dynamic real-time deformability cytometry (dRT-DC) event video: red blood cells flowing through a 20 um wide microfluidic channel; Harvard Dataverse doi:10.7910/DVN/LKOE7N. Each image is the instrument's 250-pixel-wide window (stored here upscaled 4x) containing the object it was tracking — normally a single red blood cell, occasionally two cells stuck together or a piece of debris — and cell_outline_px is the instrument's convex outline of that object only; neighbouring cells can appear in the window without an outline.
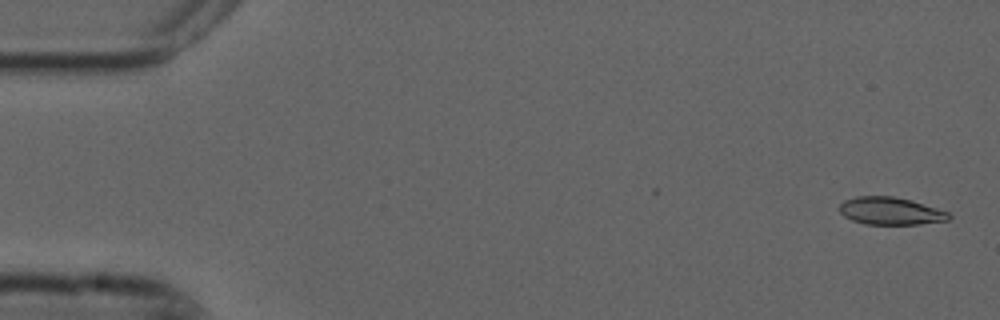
{"species": "common noctule bat (a hibernating species)", "species_latin": "Nyctalus noctula", "temperature_condition": "cold", "stored_images_in_passage": 9, "camera_frame_rate_fps": 3000, "um_per_image_px": 0.085, "animal": {"sex": "male", "forearm_length_mm": 52.5}, "frame": {"image": 1, "passage_image": 1, "time_ms": 0.0, "image_size_px": [1000, 320], "cell_outline_px": [[952, 216], [948, 220], [920, 224], [864, 224], [852, 220], [844, 216], [840, 212], [840, 204], [844, 200], [856, 196], [892, 196], [912, 200], [948, 212]], "centroid_in_image_um": [75.68, 17.93], "position_along_channel_um": 9.3, "area_um2": 17.51}}
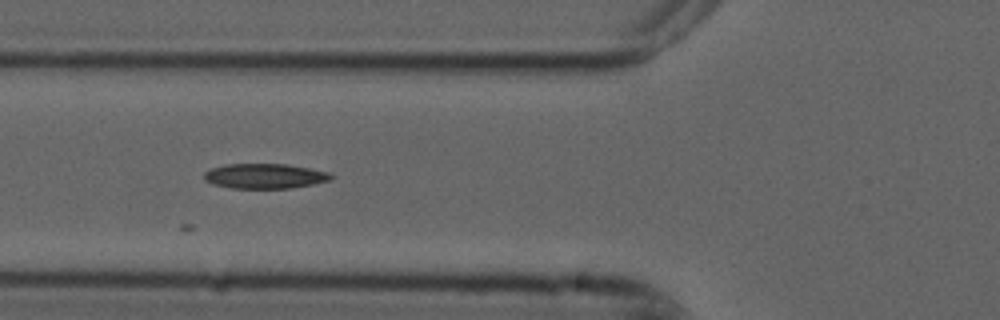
{"frame": {"image": 2, "passage_image": 6, "time_ms": 1.667, "image_size_px": [1000, 320], "cell_outline_px": [[332, 180], [292, 188], [232, 188], [212, 184], [204, 180], [204, 172], [212, 168], [224, 164], [288, 164], [332, 172]], "centroid_in_image_um": [22.52, 14.96], "position_along_channel_um": 103.3, "area_um2": 18.61}}
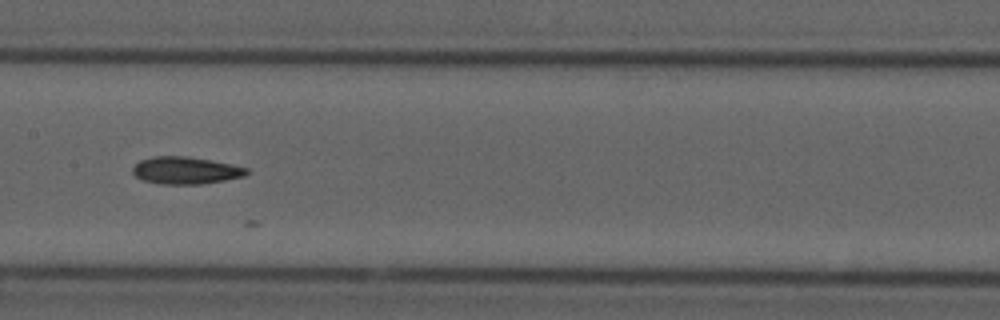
{"frame": {"image": 3, "passage_image": 8, "time_ms": 2.333, "image_size_px": [1000, 320], "cell_outline_px": [[248, 172], [244, 176], [224, 180], [200, 184], [160, 184], [140, 180], [132, 172], [132, 168], [140, 160], [152, 156], [184, 156], [212, 160], [248, 168]], "centroid_in_image_um": [15.74, 14.48], "position_along_channel_um": 191.7, "area_um2": 18.09}}